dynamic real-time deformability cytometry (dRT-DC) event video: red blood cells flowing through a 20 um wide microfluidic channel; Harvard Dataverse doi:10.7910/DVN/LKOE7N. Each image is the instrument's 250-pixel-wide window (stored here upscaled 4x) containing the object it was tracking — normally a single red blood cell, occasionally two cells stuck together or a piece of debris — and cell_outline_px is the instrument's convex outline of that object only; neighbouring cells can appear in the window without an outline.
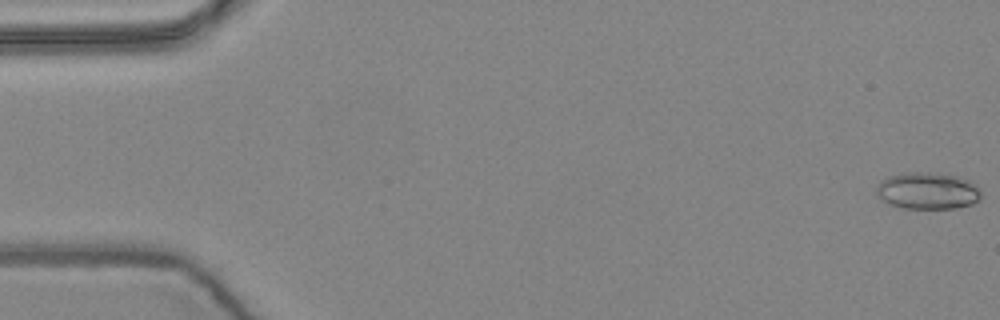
{"species": "common noctule bat (a hibernating species)", "species_latin": "Nyctalus noctula", "temperature_condition": "warm", "stored_images_in_passage": 9, "camera_frame_rate_fps": 3000, "um_per_image_px": 0.085, "animal": {"sex": "female", "body_mass_g": 24.6, "forearm_length_mm": 56.2}, "frame": {"image": 1, "passage_image": 1, "time_ms": 0.0, "image_size_px": [1000, 320], "cell_outline_px": [[980, 196], [972, 204], [956, 208], [904, 208], [888, 204], [876, 192], [876, 188], [880, 180], [888, 176], [904, 172], [936, 172], [956, 176], [972, 180], [976, 184], [980, 192]], "centroid_in_image_um": [78.84, 16.19], "position_along_channel_um": 6.2, "area_um2": 22.6}}
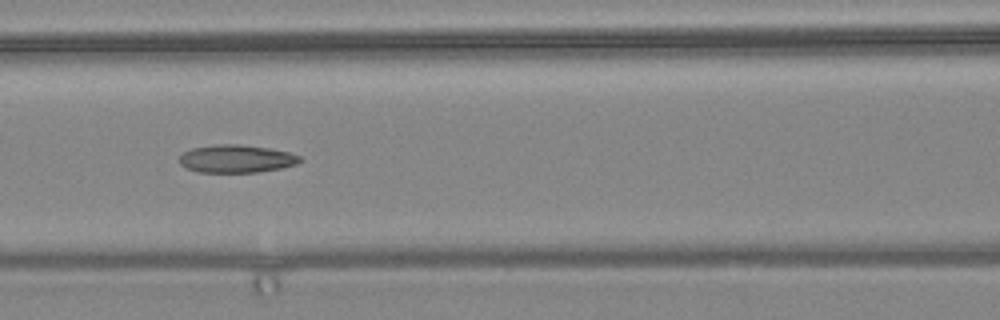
{"frame": {"image": 2, "passage_image": 8, "time_ms": 2.333, "image_size_px": [1000, 320], "cell_outline_px": [[304, 160], [296, 164], [280, 168], [256, 172], [196, 172], [180, 164], [180, 156], [184, 152], [192, 148], [216, 144], [240, 144], [268, 148], [288, 152], [300, 156]], "centroid_in_image_um": [20.1, 13.49], "position_along_channel_um": 146.5, "area_um2": 19.48}}
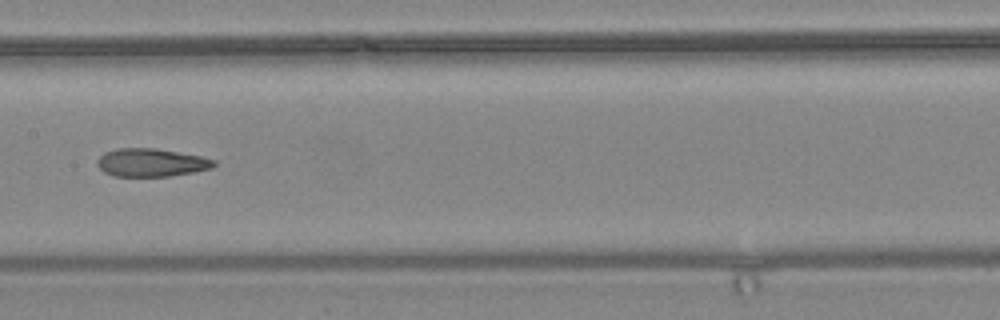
{"frame": {"image": 3, "passage_image": 9, "time_ms": 2.667, "image_size_px": [1000, 320], "cell_outline_px": [[216, 164], [212, 168], [192, 172], [168, 176], [112, 176], [104, 172], [96, 164], [96, 160], [104, 152], [116, 148], [156, 148], [200, 156], [216, 160]], "centroid_in_image_um": [12.82, 13.81], "position_along_channel_um": 194.6, "area_um2": 19.13}}